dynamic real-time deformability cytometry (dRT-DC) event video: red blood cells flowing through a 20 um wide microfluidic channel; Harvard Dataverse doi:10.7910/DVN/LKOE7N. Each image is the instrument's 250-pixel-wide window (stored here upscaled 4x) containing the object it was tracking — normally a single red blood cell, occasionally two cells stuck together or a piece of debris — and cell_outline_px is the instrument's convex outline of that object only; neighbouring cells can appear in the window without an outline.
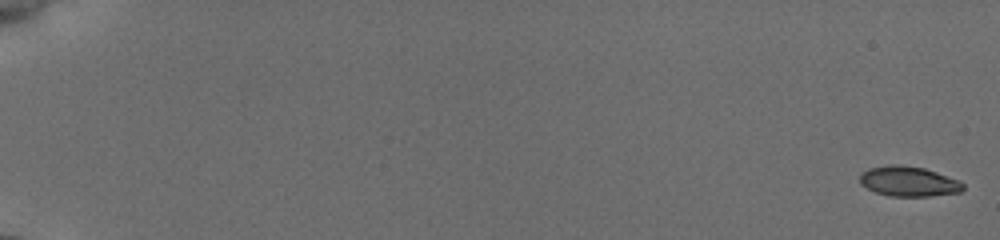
{"species": "common noctule bat (a hibernating species)", "species_latin": "Nyctalus noctula", "temperature_condition": "cold", "stored_images_in_passage": 51, "camera_frame_rate_fps": 3000, "um_per_image_px": 0.085, "animal": {"sex": "female", "body_mass_g": 19.5, "forearm_length_mm": 54.1}, "frame": {"image": 1, "passage_image": 1, "time_ms": 0.0, "image_size_px": [1000, 240], "cell_outline_px": [[964, 188], [960, 192], [928, 196], [888, 196], [876, 192], [860, 184], [860, 172], [868, 168], [892, 164], [896, 164], [924, 168], [960, 180], [964, 184]], "centroid_in_image_um": [77.22, 15.41], "position_along_channel_um": 7.8, "area_um2": 18.09}}
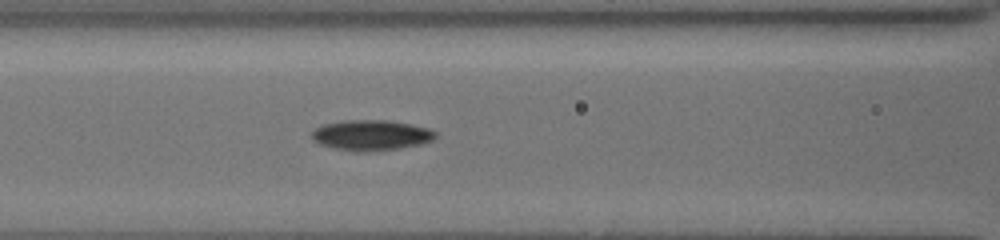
{"frame": {"image": 2, "passage_image": 20, "time_ms": 8.667, "image_size_px": [1000, 240], "cell_outline_px": [[436, 136], [432, 140], [420, 144], [400, 148], [372, 152], [352, 152], [332, 148], [320, 144], [312, 140], [312, 132], [316, 128], [324, 124], [344, 120], [388, 120], [428, 128], [436, 132]], "centroid_in_image_um": [31.52, 11.51], "position_along_channel_um": 135.1, "area_um2": 22.08}}
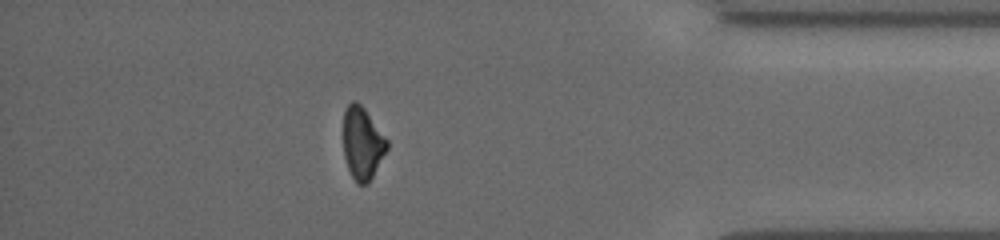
{"frame": {"image": 3, "passage_image": 40, "time_ms": 16.333, "image_size_px": [1000, 240], "cell_outline_px": [[388, 148], [368, 184], [356, 184], [348, 168], [344, 156], [344, 112], [348, 104], [352, 100], [356, 100], [364, 108], [388, 140]], "centroid_in_image_um": [30.8, 12.18], "position_along_channel_um": 404.4, "area_um2": 18.32}, "authors_computed_cell_mechanics": {"area_um2": 19.363, "velocity_mm_per_s": 3.8663, "shape_relaxation_time_tau1_ms": 4.0296, "shape_relaxation_time_tau2_ms": null, "deformation_change_tau1": 0.1302, "deformation_change_tau2": null}}